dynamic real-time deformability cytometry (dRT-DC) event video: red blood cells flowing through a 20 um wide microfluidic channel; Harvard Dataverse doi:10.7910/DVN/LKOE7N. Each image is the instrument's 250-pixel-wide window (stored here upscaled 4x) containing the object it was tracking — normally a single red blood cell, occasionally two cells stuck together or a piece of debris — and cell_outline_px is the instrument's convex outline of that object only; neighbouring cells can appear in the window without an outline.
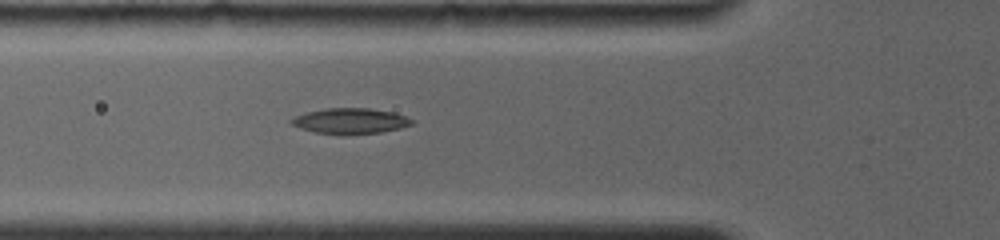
{"species": "common noctule bat (a hibernating species)", "species_latin": "Nyctalus noctula", "temperature_condition": "room temperature", "stored_images_in_passage": 7, "camera_frame_rate_fps": 4000, "um_per_image_px": 0.085, "animal": {"sex": "female", "body_mass_g": 19.0, "forearm_length_mm": 56.7}, "frame": {"image": 1, "passage_image": 5, "time_ms": 2.25, "image_size_px": [1000, 240], "cell_outline_px": [[416, 120], [412, 124], [400, 128], [380, 132], [340, 136], [316, 132], [300, 128], [288, 124], [288, 120], [296, 116], [308, 112], [324, 108], [368, 108], [392, 112]], "centroid_in_image_um": [29.74, 10.3], "position_along_channel_um": 96.1, "area_um2": 18.21}}
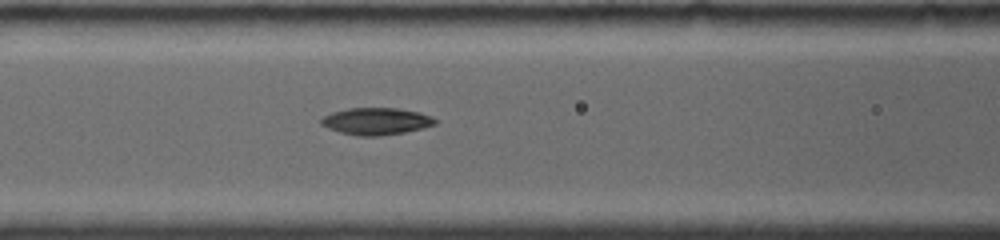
{"frame": {"image": 2, "passage_image": 7, "time_ms": 3.25, "image_size_px": [1000, 240], "cell_outline_px": [[436, 124], [424, 128], [404, 132], [380, 136], [360, 136], [340, 132], [328, 128], [320, 124], [320, 120], [324, 116], [332, 112], [348, 108], [396, 108], [420, 112], [432, 116], [436, 120]], "centroid_in_image_um": [31.99, 10.3], "position_along_channel_um": 134.6, "area_um2": 17.98}}